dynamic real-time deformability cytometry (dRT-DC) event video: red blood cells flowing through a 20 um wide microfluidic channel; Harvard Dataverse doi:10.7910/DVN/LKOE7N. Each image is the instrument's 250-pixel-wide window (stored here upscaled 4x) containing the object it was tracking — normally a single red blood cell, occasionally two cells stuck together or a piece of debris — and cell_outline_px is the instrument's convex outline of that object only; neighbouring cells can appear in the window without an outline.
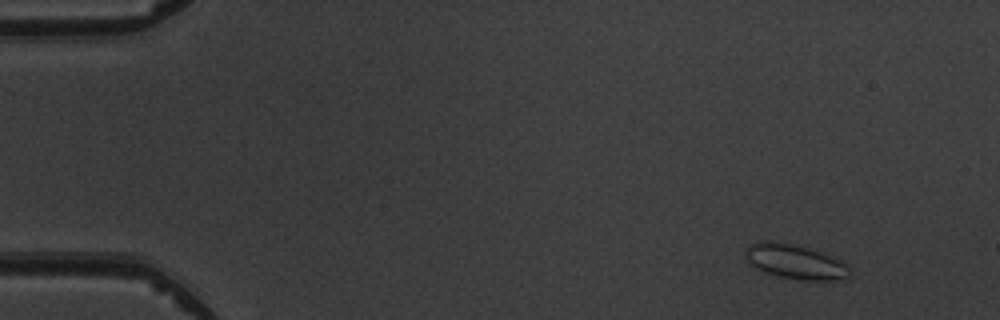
{"species": "common noctule bat (a hibernating species)", "species_latin": "Nyctalus noctula", "temperature_condition": "warm", "stored_images_in_passage": 4, "camera_frame_rate_fps": 3000, "um_per_image_px": 0.085, "animal": {"sex": "male", "body_mass_g": 19.5, "forearm_length_mm": 54.6}, "frame": {"image": 1, "passage_image": 1, "time_ms": 0.0, "image_size_px": [1000, 320], "cell_outline_px": [[852, 272], [844, 280], [804, 280], [780, 276], [764, 272], [752, 264], [744, 256], [744, 252], [752, 244], [764, 240], [768, 240], [796, 244], [832, 256], [848, 264]], "centroid_in_image_um": [67.65, 22.24], "position_along_channel_um": 17.4, "area_um2": 20.98}}
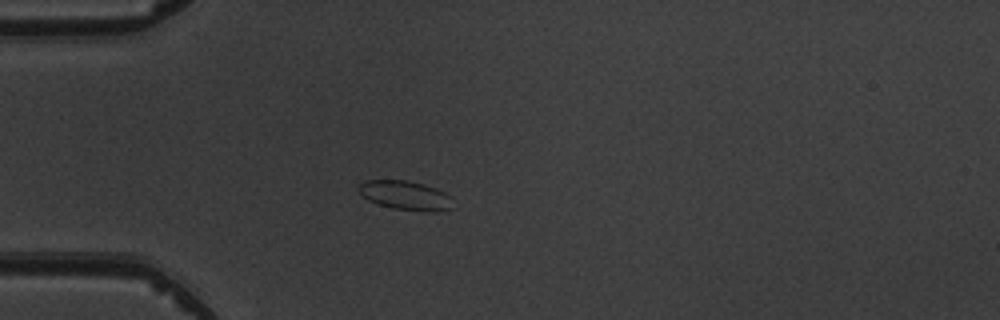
{"frame": {"image": 2, "passage_image": 4, "time_ms": 3.333, "image_size_px": [1000, 320], "cell_outline_px": [[452, 208], [436, 212], [428, 212], [392, 208], [376, 204], [368, 200], [356, 188], [364, 180], [408, 180], [424, 184], [436, 188], [452, 196]], "centroid_in_image_um": [34.48, 16.61], "position_along_channel_um": 50.5, "area_um2": 16.24}}